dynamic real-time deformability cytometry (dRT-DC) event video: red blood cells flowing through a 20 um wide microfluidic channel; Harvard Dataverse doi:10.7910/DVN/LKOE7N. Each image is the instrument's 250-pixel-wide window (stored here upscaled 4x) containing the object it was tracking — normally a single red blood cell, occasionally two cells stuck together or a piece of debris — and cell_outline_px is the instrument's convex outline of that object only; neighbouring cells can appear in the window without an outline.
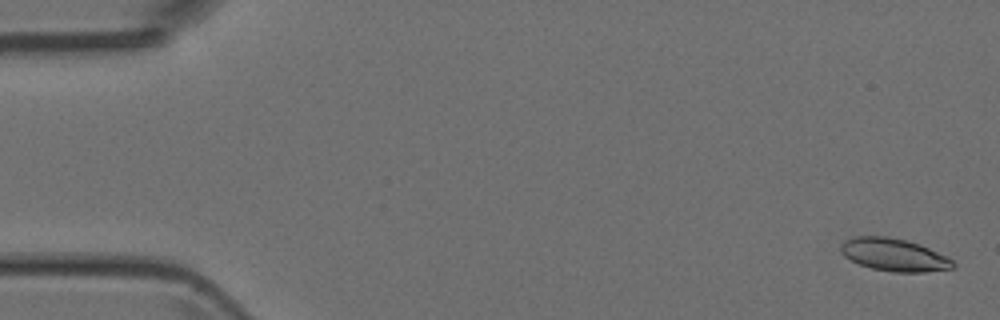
{"species": "Egyptian fruit bat (a non-hibernating species)", "species_latin": "Rousettus aegyptiacus", "temperature_condition": "room temperature", "stored_images_in_passage": 7, "camera_frame_rate_fps": 3000, "um_per_image_px": 0.085, "animal": {"sex": "female"}, "frame": {"image": 1, "passage_image": 1, "time_ms": 0.0, "image_size_px": [1000, 320], "cell_outline_px": [[956, 268], [924, 272], [892, 272], [872, 268], [860, 264], [844, 256], [840, 252], [840, 244], [844, 240], [852, 236], [884, 236], [908, 240], [920, 244], [948, 256], [956, 264]], "centroid_in_image_um": [76.01, 21.65], "position_along_channel_um": 9.0, "area_um2": 21.62}}
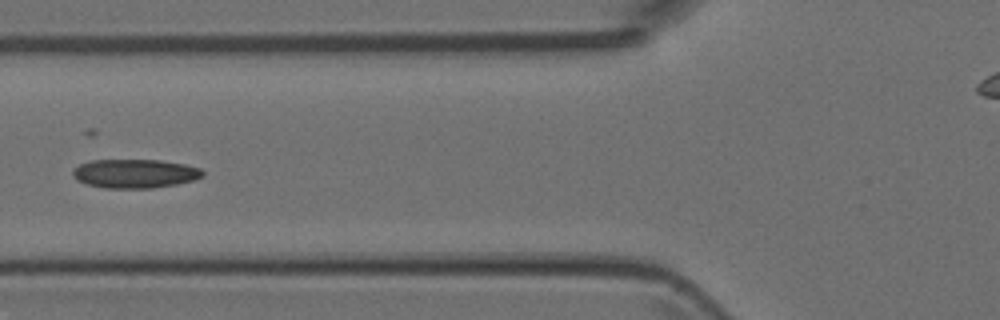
{"frame": {"image": 2, "passage_image": 6, "time_ms": 6.0, "image_size_px": [1000, 320], "cell_outline_px": [[204, 176], [196, 180], [176, 184], [152, 188], [104, 188], [88, 184], [76, 180], [72, 176], [72, 168], [80, 164], [92, 160], [160, 160], [184, 164], [200, 168], [204, 172]], "centroid_in_image_um": [11.46, 14.75], "position_along_channel_um": 114.3, "area_um2": 22.02}}
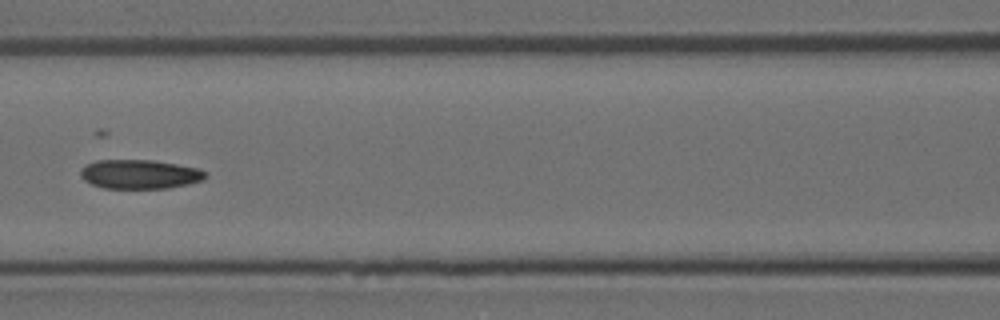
{"frame": {"image": 3, "passage_image": 7, "time_ms": 7.0, "image_size_px": [1000, 320], "cell_outline_px": [[208, 176], [204, 180], [188, 184], [168, 188], [104, 188], [92, 184], [84, 180], [80, 176], [80, 168], [84, 164], [96, 160], [152, 160], [200, 168], [208, 172]], "centroid_in_image_um": [11.89, 14.8], "position_along_channel_um": 154.7, "area_um2": 21.5}}